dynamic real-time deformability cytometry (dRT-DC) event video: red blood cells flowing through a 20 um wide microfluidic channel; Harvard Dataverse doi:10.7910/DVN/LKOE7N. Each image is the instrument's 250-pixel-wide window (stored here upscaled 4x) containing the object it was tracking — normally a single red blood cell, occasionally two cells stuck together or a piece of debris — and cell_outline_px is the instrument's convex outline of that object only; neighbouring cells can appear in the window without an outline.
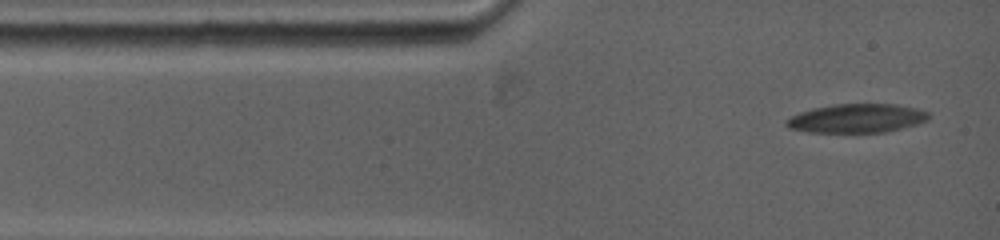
{"species": "common noctule bat (a hibernating species)", "species_latin": "Nyctalus noctula", "temperature_condition": "warm", "stored_images_in_passage": 37, "camera_frame_rate_fps": 5000, "um_per_image_px": 0.085, "animal": {"sex": "female", "body_mass_g": 19.0, "forearm_length_mm": 53.3}, "frame": {"image": 1, "passage_image": 1, "time_ms": 0.0, "image_size_px": [1000, 240], "cell_outline_px": [[928, 120], [916, 124], [884, 132], [808, 132], [788, 128], [784, 124], [784, 120], [800, 112], [812, 108], [832, 104], [896, 104], [916, 108], [928, 112]], "centroid_in_image_um": [72.77, 10.05], "position_along_channel_um": 12.2, "area_um2": 23.87}}
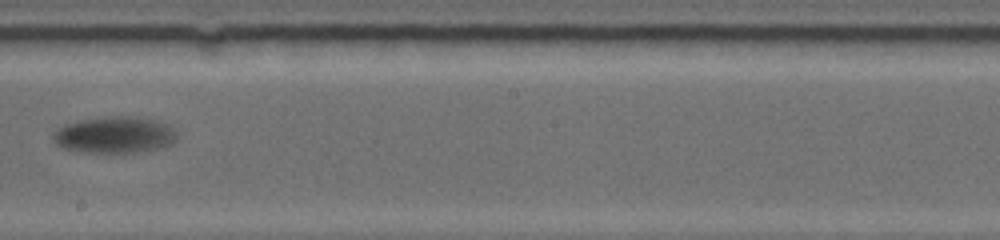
{"frame": {"image": 2, "passage_image": 16, "time_ms": 7.4, "image_size_px": [1000, 240], "cell_outline_px": [[176, 136], [172, 144], [164, 148], [136, 152], [80, 152], [60, 148], [52, 140], [52, 132], [56, 128], [64, 124], [80, 120], [112, 116], [132, 116], [152, 120], [168, 124], [176, 132]], "centroid_in_image_um": [9.69, 11.47], "position_along_channel_um": 238.5, "area_um2": 26.59}}
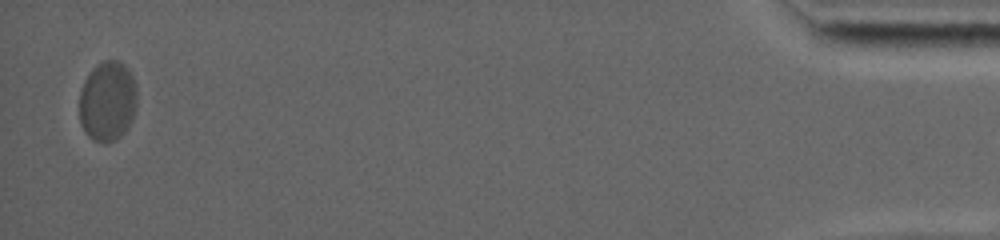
{"frame": {"image": 3, "passage_image": 36, "time_ms": 16.8, "image_size_px": [1000, 240], "cell_outline_px": [[136, 108], [132, 120], [128, 128], [116, 140], [92, 140], [84, 132], [80, 124], [80, 88], [84, 80], [92, 68], [96, 64], [104, 60], [120, 60], [128, 68], [132, 76], [136, 88]], "centroid_in_image_um": [9.14, 8.57], "position_along_channel_um": 426.1, "area_um2": 27.05}, "authors_computed_cell_mechanics": {"area_um2": 26.2412, "velocity_mm_per_s": 3.5257, "shape_relaxation_time_tau1_ms": 4.6907, "shape_relaxation_time_tau2_ms": 2.4681, "deformation_change_tau1": 0.1646, "deformation_change_tau2": null}}